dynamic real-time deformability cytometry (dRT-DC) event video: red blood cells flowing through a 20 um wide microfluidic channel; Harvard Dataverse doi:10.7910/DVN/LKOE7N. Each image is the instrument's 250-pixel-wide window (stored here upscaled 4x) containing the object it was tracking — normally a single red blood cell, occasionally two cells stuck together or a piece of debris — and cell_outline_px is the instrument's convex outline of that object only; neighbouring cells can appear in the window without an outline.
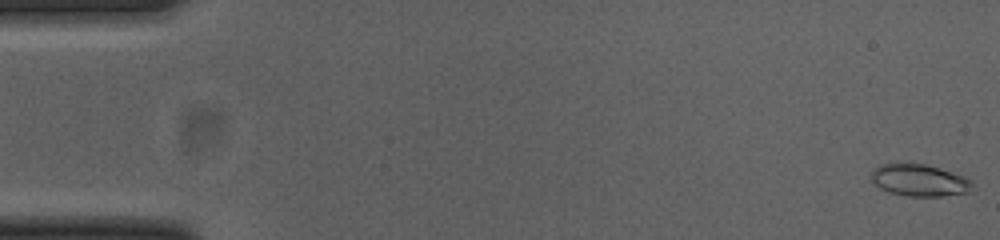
{"species": "common noctule bat (a hibernating species)", "species_latin": "Nyctalus noctula", "temperature_condition": "cold", "stored_images_in_passage": 53, "camera_frame_rate_fps": 3000, "um_per_image_px": 0.085, "animal": {"sex": "female", "body_mass_g": 23.0, "forearm_length_mm": 53.4}, "frame": {"image": 1, "passage_image": 1, "time_ms": 0.0, "image_size_px": [1000, 240], "cell_outline_px": [[976, 188], [968, 192], [944, 196], [908, 196], [888, 192], [880, 188], [872, 180], [872, 172], [880, 164], [896, 160], [924, 164], [964, 176], [972, 180]], "centroid_in_image_um": [78.15, 15.29], "position_along_channel_um": 6.8, "area_um2": 19.31}}
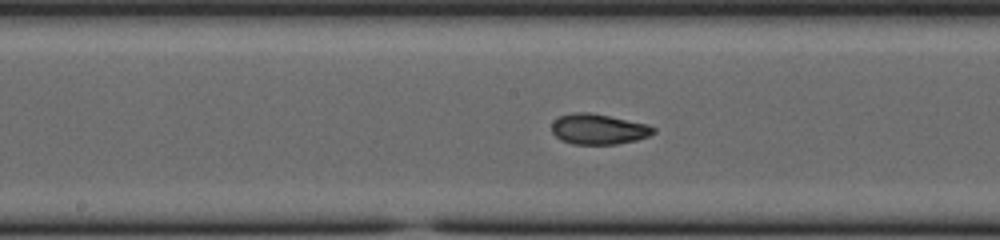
{"frame": {"image": 2, "passage_image": 27, "time_ms": 8.667, "image_size_px": [1000, 240], "cell_outline_px": [[656, 132], [648, 136], [636, 140], [616, 144], [572, 144], [560, 140], [552, 132], [552, 120], [560, 116], [572, 112], [592, 112], [648, 124], [656, 128]], "centroid_in_image_um": [50.86, 10.96], "position_along_channel_um": 197.3, "area_um2": 18.26}}
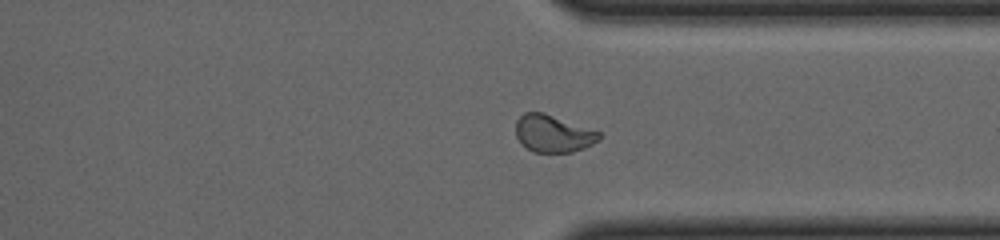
{"frame": {"image": 3, "passage_image": 40, "time_ms": 13.0, "image_size_px": [1000, 240], "cell_outline_px": [[600, 140], [584, 148], [572, 152], [536, 152], [520, 144], [516, 136], [516, 120], [524, 112], [544, 112], [600, 132]], "centroid_in_image_um": [46.99, 11.35], "position_along_channel_um": 364.4, "area_um2": 18.09}, "authors_computed_cell_mechanics": {"area_um2": 18.4382, "velocity_mm_per_s": 3.8618, "shape_relaxation_time_tau1_ms": null, "shape_relaxation_time_tau2_ms": 1.4385, "deformation_change_tau1": null, "deformation_change_tau2": 0.0599}}